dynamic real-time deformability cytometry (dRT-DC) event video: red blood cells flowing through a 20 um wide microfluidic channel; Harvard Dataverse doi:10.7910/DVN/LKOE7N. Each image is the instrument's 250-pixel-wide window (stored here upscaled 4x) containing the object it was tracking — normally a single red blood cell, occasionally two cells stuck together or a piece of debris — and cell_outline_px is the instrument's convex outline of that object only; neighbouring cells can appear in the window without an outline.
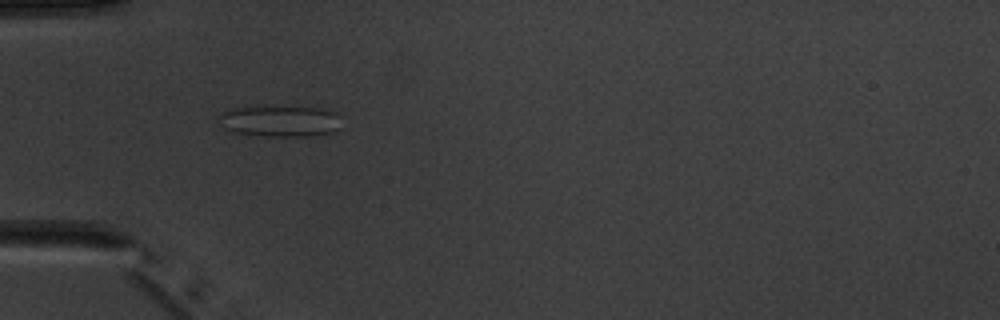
{"species": "common noctule bat (a hibernating species)", "species_latin": "Nyctalus noctula", "temperature_condition": "warm", "stored_images_in_passage": 5, "camera_frame_rate_fps": 3000, "um_per_image_px": 0.085, "animal": {"sex": "male", "body_mass_g": 20.1, "forearm_length_mm": 53.5}, "frame": {"image": 1, "passage_image": 4, "time_ms": 4.0, "image_size_px": [1000, 320], "cell_outline_px": [[340, 128], [332, 132], [316, 136], [268, 136], [236, 132], [224, 128], [220, 124], [220, 112], [232, 108], [320, 108], [336, 112]], "centroid_in_image_um": [23.82, 10.32], "position_along_channel_um": 61.2, "area_um2": 21.68}}
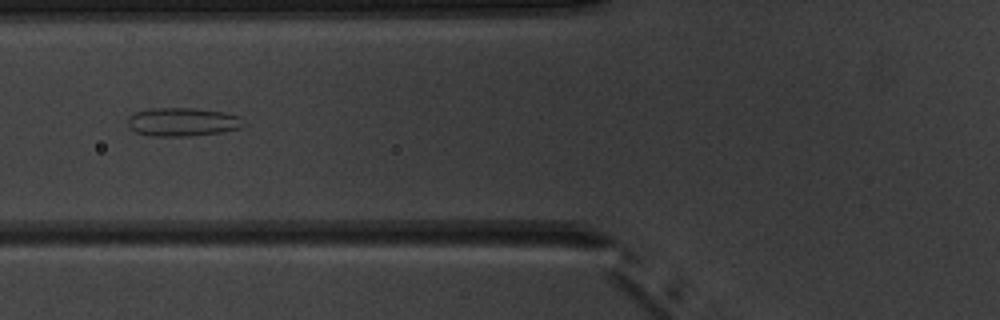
{"frame": {"image": 2, "passage_image": 5, "time_ms": 5.333, "image_size_px": [1000, 320], "cell_outline_px": [[244, 128], [220, 132], [192, 136], [152, 136], [136, 132], [128, 128], [128, 116], [136, 112], [152, 108], [196, 108], [224, 112], [240, 116], [244, 124]], "centroid_in_image_um": [15.53, 10.37], "position_along_channel_um": 110.3, "area_um2": 19.42}}